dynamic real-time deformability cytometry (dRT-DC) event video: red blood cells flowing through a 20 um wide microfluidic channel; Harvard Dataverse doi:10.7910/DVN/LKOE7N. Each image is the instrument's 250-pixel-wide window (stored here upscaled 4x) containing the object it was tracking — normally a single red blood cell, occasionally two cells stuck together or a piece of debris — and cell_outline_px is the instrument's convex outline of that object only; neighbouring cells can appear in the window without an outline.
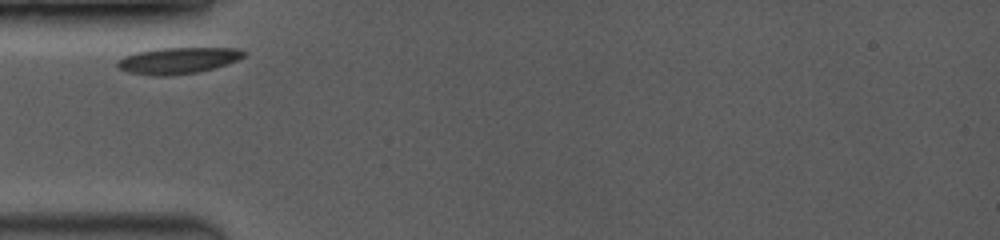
{"species": "common noctule bat (a hibernating species)", "species_latin": "Nyctalus noctula", "temperature_condition": "room temperature", "stored_images_in_passage": 3, "camera_frame_rate_fps": 3500, "um_per_image_px": 0.085, "animal": {"sex": "female", "body_mass_g": 19.0, "forearm_length_mm": 53.3}, "frame": {"image": 1, "passage_image": 1, "time_ms": 0.0, "image_size_px": [1000, 240], "cell_outline_px": [[248, 52], [244, 56], [236, 60], [212, 68], [196, 72], [168, 76], [152, 76], [128, 72], [120, 68], [116, 64], [116, 60], [124, 56], [136, 52], [160, 48], [240, 48]], "centroid_in_image_um": [15.1, 5.14], "position_along_channel_um": 69.9, "area_um2": 19.31}}
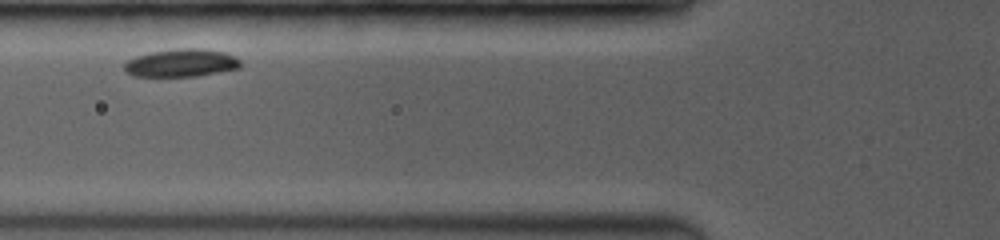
{"frame": {"image": 2, "passage_image": 2, "time_ms": 1.143, "image_size_px": [1000, 240], "cell_outline_px": [[240, 68], [220, 72], [196, 76], [132, 76], [124, 72], [124, 64], [128, 60], [136, 56], [152, 52], [176, 48], [204, 48], [224, 52], [240, 60]], "centroid_in_image_um": [15.39, 5.35], "position_along_channel_um": 110.4, "area_um2": 18.9}}
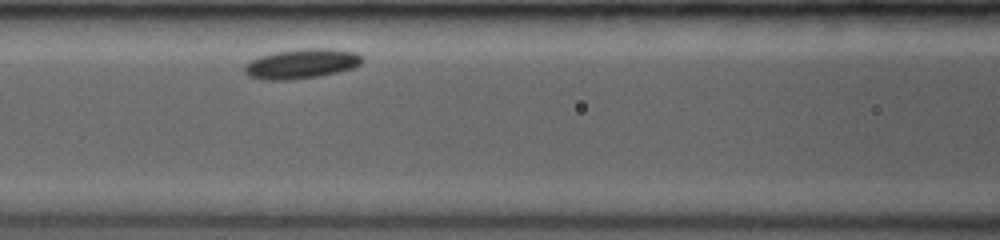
{"frame": {"image": 3, "passage_image": 3, "time_ms": 2.0, "image_size_px": [1000, 240], "cell_outline_px": [[364, 60], [360, 64], [352, 68], [320, 76], [292, 80], [264, 80], [248, 76], [244, 72], [244, 64], [260, 56], [276, 52], [304, 48], [328, 48], [356, 52]], "centroid_in_image_um": [25.61, 5.42], "position_along_channel_um": 141.0, "area_um2": 20.4}}